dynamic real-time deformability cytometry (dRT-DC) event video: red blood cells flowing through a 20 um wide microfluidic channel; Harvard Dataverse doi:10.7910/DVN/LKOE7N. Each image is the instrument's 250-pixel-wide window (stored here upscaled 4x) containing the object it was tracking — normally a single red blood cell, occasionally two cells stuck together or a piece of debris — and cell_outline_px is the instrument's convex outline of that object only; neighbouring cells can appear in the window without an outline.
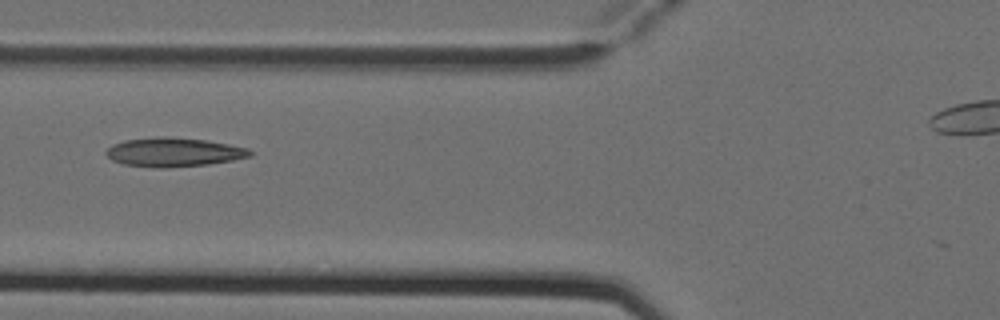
{"species": "Egyptian fruit bat (a non-hibernating species)", "species_latin": "Rousettus aegyptiacus", "temperature_condition": "cold", "stored_images_in_passage": 7, "segment_of_instrument_passage": [1, 2], "camera_frame_rate_fps": 3000, "um_per_image_px": 0.085, "animal": {"sex": "female"}, "frame": {"image": 1, "passage_image": 6, "time_ms": 1.667, "image_size_px": [1000, 320], "cell_outline_px": [[252, 156], [232, 160], [208, 164], [164, 168], [156, 168], [124, 164], [112, 160], [104, 152], [112, 144], [124, 140], [156, 136], [208, 140], [248, 148], [252, 152]], "centroid_in_image_um": [14.75, 12.93], "position_along_channel_um": 111.1, "area_um2": 24.28}}